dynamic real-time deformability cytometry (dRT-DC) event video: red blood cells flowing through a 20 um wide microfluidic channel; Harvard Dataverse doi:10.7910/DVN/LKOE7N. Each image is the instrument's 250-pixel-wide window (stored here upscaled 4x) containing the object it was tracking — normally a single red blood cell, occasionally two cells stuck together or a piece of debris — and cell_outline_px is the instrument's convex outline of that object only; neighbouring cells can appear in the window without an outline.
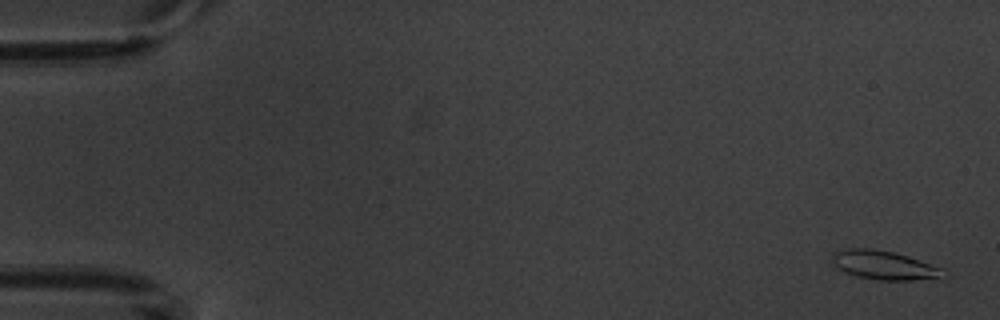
{"species": "common noctule bat (a hibernating species)", "species_latin": "Nyctalus noctula", "temperature_condition": "warm", "stored_images_in_passage": 5, "camera_frame_rate_fps": 3000, "um_per_image_px": 0.085, "animal": {"sex": "male", "body_mass_g": 20.1, "forearm_length_mm": 53.5}, "frame": {"image": 1, "passage_image": 1, "time_ms": 0.0, "image_size_px": [1000, 320], "cell_outline_px": [[948, 276], [940, 280], [880, 280], [856, 276], [844, 272], [832, 260], [832, 252], [844, 248], [872, 248], [892, 252], [908, 256], [944, 268], [948, 272]], "centroid_in_image_um": [75.27, 22.56], "position_along_channel_um": 9.7, "area_um2": 19.19}}